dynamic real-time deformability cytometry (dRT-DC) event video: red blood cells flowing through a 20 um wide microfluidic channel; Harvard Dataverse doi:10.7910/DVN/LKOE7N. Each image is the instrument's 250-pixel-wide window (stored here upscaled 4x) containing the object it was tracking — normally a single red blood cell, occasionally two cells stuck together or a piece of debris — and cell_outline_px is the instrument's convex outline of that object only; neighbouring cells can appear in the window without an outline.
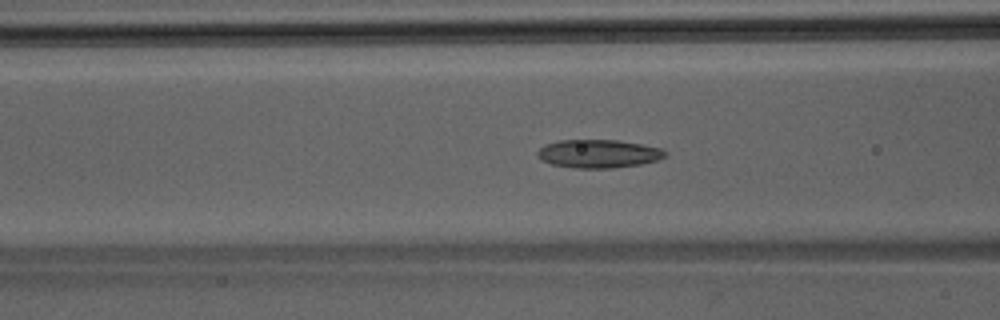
{"species": "Egyptian fruit bat (a non-hibernating species)", "species_latin": "Rousettus aegyptiacus", "temperature_condition": "room temperature", "stored_images_in_passage": 37, "segment_of_instrument_passage": [1, 2], "camera_frame_rate_fps": 3000, "um_per_image_px": 0.085, "animal": {"sex": "male"}, "frame": {"image": 1, "passage_image": 8, "time_ms": 2.333, "image_size_px": [1000, 320], "cell_outline_px": [[668, 156], [656, 160], [640, 164], [612, 168], [572, 168], [552, 164], [536, 156], [536, 152], [544, 144], [560, 140], [616, 140], [640, 144], [660, 148], [668, 152]], "centroid_in_image_um": [50.86, 13.06], "position_along_channel_um": 115.7, "area_um2": 21.04}}
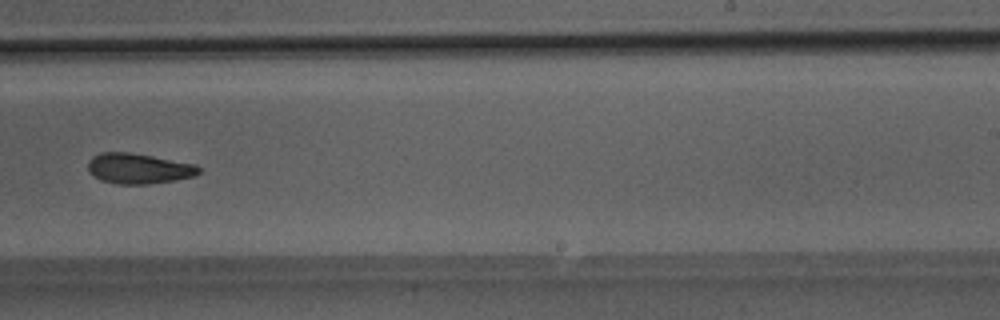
{"frame": {"image": 2, "passage_image": 19, "time_ms": 6.0, "image_size_px": [1000, 320], "cell_outline_px": [[200, 172], [196, 176], [176, 180], [148, 184], [116, 184], [100, 180], [88, 172], [88, 160], [92, 156], [100, 152], [128, 152], [152, 156], [196, 164], [200, 168]], "centroid_in_image_um": [11.77, 14.33], "position_along_channel_um": 277.2, "area_um2": 19.83}}
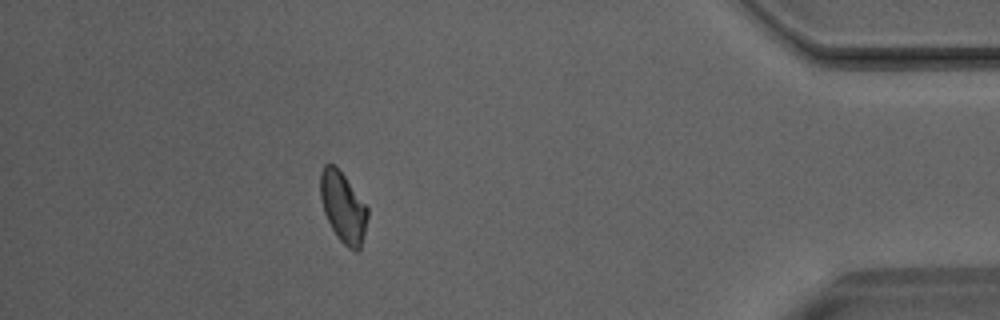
{"frame": {"image": 3, "passage_image": 31, "time_ms": 10.0, "image_size_px": [1000, 320], "cell_outline_px": [[368, 216], [364, 236], [360, 252], [356, 252], [348, 248], [336, 236], [324, 212], [320, 200], [320, 172], [324, 164], [332, 164], [344, 176], [368, 208]], "centroid_in_image_um": [29.16, 17.66], "position_along_channel_um": 406.0, "area_um2": 19.31}}